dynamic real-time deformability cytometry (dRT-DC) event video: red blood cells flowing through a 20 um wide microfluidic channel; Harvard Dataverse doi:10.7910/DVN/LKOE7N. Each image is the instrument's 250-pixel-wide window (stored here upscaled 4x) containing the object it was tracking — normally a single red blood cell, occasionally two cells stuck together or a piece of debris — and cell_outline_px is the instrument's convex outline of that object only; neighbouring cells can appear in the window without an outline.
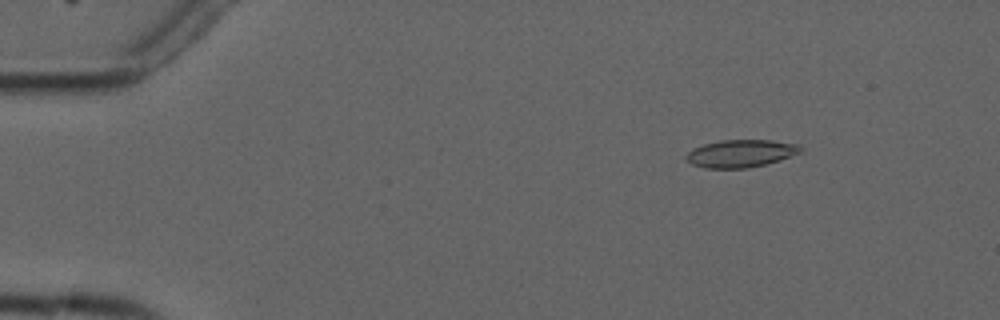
{"species": "common noctule bat (a hibernating species)", "species_latin": "Nyctalus noctula", "temperature_condition": "cold", "stored_images_in_passage": 5, "camera_frame_rate_fps": 3000, "um_per_image_px": 0.085, "animal": {"sex": "male", "forearm_length_mm": 52.5}, "frame": {"image": 1, "passage_image": 3, "time_ms": 2.333, "image_size_px": [1000, 320], "cell_outline_px": [[800, 152], [780, 160], [748, 168], [704, 168], [692, 164], [684, 156], [692, 148], [704, 144], [720, 140], [772, 140], [800, 144]], "centroid_in_image_um": [62.94, 13.04], "position_along_channel_um": 22.1, "area_um2": 18.32}}
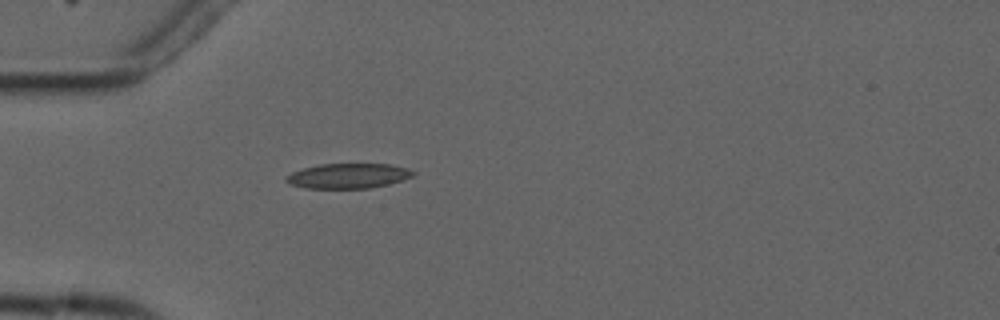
{"frame": {"image": 2, "passage_image": 5, "time_ms": 5.333, "image_size_px": [1000, 320], "cell_outline_px": [[416, 172], [412, 176], [404, 180], [388, 184], [368, 188], [304, 188], [292, 184], [284, 180], [292, 172], [304, 168], [320, 164], [388, 164], [408, 168]], "centroid_in_image_um": [29.63, 14.95], "position_along_channel_um": 55.4, "area_um2": 18.32}}